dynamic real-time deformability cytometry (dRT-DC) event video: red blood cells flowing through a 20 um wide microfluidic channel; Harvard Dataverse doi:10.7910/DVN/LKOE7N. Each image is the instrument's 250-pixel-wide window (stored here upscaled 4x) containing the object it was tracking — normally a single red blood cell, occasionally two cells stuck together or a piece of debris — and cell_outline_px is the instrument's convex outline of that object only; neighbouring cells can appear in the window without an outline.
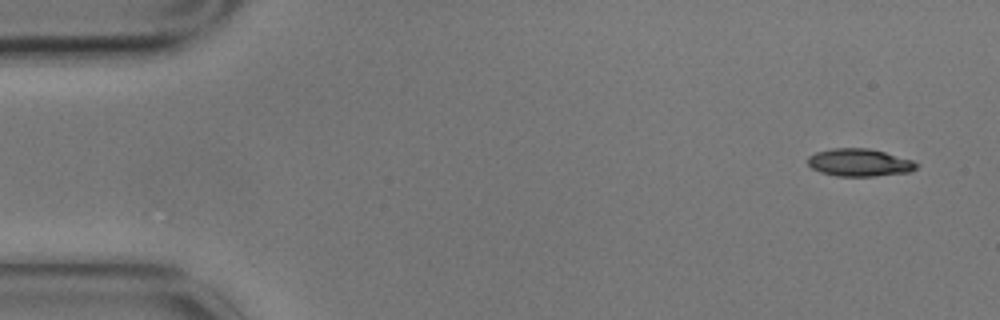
{"species": "common noctule bat (a hibernating species)", "species_latin": "Nyctalus noctula", "temperature_condition": "cold", "stored_images_in_passage": 5, "camera_frame_rate_fps": 3000, "um_per_image_px": 0.085, "animal": {"sex": "male", "body_mass_g": 17.9}, "frame": {"image": 1, "passage_image": 1, "time_ms": 0.0, "image_size_px": [1000, 320], "cell_outline_px": [[920, 164], [916, 168], [908, 172], [872, 176], [836, 176], [820, 172], [812, 168], [808, 164], [808, 156], [816, 152], [832, 148], [868, 148], [884, 152], [912, 160]], "centroid_in_image_um": [73.03, 13.81], "position_along_channel_um": 12.0, "area_um2": 17.4}}
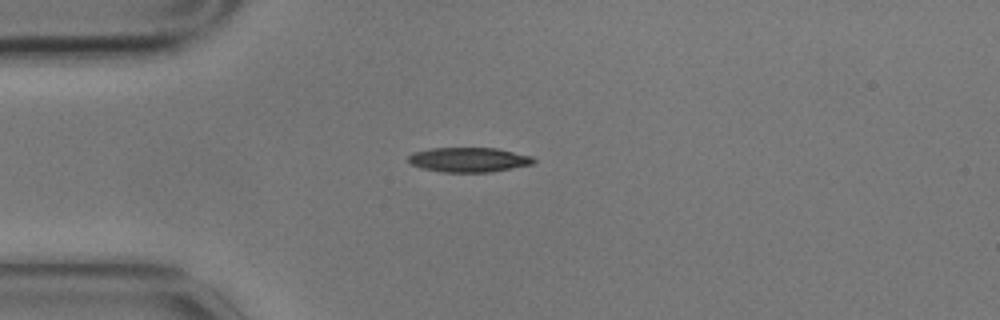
{"frame": {"image": 2, "passage_image": 4, "time_ms": 1.0, "image_size_px": [1000, 320], "cell_outline_px": [[536, 160], [532, 164], [492, 172], [444, 172], [424, 168], [412, 164], [408, 160], [408, 156], [412, 152], [432, 148], [496, 148], [532, 156]], "centroid_in_image_um": [39.86, 13.57], "position_along_channel_um": 45.1, "area_um2": 17.86}}
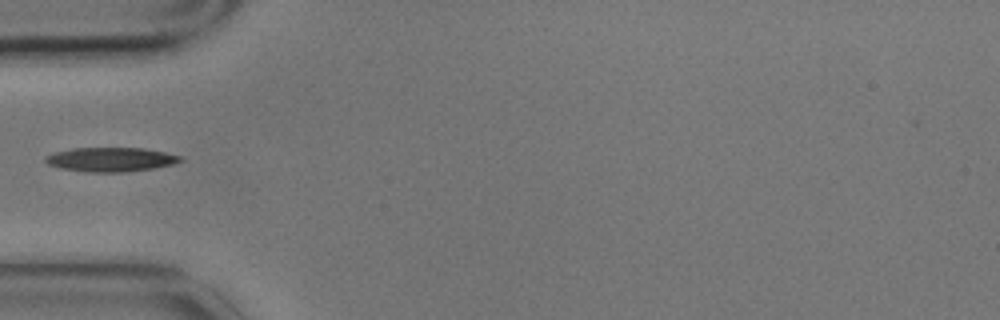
{"frame": {"image": 3, "passage_image": 5, "time_ms": 1.333, "image_size_px": [1000, 320], "cell_outline_px": [[184, 160], [172, 164], [152, 168], [120, 172], [88, 172], [60, 168], [48, 164], [44, 160], [44, 156], [56, 152], [72, 148], [144, 148], [164, 152], [180, 156]], "centroid_in_image_um": [9.38, 13.55], "position_along_channel_um": 75.6, "area_um2": 18.84}}